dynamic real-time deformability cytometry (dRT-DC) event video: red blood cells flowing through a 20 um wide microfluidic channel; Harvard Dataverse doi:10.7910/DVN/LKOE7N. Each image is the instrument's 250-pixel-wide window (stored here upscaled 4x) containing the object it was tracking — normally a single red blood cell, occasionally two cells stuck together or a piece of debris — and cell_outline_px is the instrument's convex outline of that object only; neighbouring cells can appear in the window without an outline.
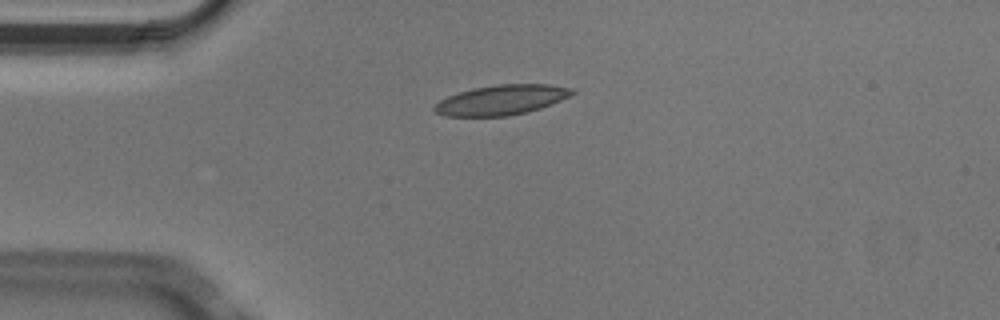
{"species": "Egyptian fruit bat (a non-hibernating species)", "species_latin": "Rousettus aegyptiacus", "temperature_condition": "cold", "stored_images_in_passage": 4, "camera_frame_rate_fps": 3000, "um_per_image_px": 0.085, "animal": {"sex": "male"}, "frame": {"image": 1, "passage_image": 4, "time_ms": 1.0, "image_size_px": [1000, 320], "cell_outline_px": [[576, 92], [560, 100], [540, 108], [508, 116], [444, 116], [436, 112], [432, 108], [440, 100], [448, 96], [472, 88], [496, 84], [548, 84], [572, 88]], "centroid_in_image_um": [42.6, 8.49], "position_along_channel_um": 42.4, "area_um2": 23.81}}